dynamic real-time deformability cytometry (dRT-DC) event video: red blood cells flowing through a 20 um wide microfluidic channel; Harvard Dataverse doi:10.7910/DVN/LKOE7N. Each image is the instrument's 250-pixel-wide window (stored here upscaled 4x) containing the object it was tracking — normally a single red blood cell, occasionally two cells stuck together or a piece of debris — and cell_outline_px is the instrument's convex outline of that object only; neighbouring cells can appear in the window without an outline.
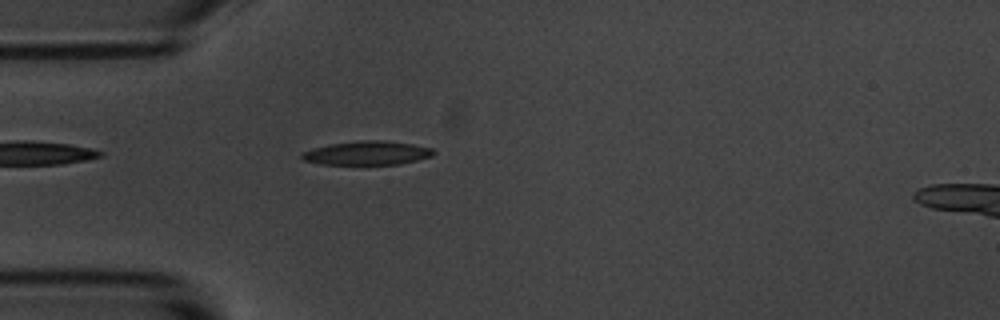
{"species": "common noctule bat (a hibernating species)", "species_latin": "Nyctalus noctula", "temperature_condition": "room temperature", "stored_images_in_passage": 43, "camera_frame_rate_fps": 3000, "um_per_image_px": 0.085, "animal": {"sex": "male", "body_mass_g": 20.1, "forearm_length_mm": 53.5}, "frame": {"image": 1, "passage_image": 4, "time_ms": 1.0, "image_size_px": [1000, 320], "cell_outline_px": [[436, 152], [432, 156], [400, 164], [320, 164], [304, 160], [300, 156], [300, 152], [312, 148], [328, 144], [360, 140], [384, 140], [412, 144], [432, 148]], "centroid_in_image_um": [31.17, 13.0], "position_along_channel_um": 53.8, "area_um2": 18.38}}
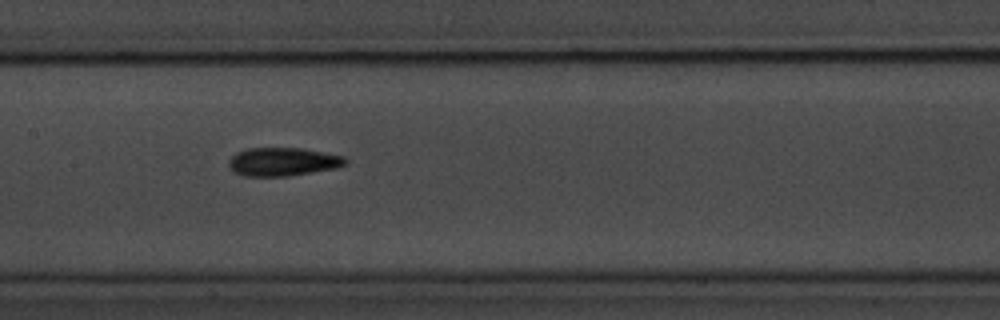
{"frame": {"image": 2, "passage_image": 15, "time_ms": 4.667, "image_size_px": [1000, 320], "cell_outline_px": [[348, 164], [336, 168], [288, 176], [244, 176], [228, 168], [228, 160], [236, 152], [248, 148], [304, 148], [344, 156], [348, 160]], "centroid_in_image_um": [24.05, 13.74], "position_along_channel_um": 183.3, "area_um2": 19.48}}
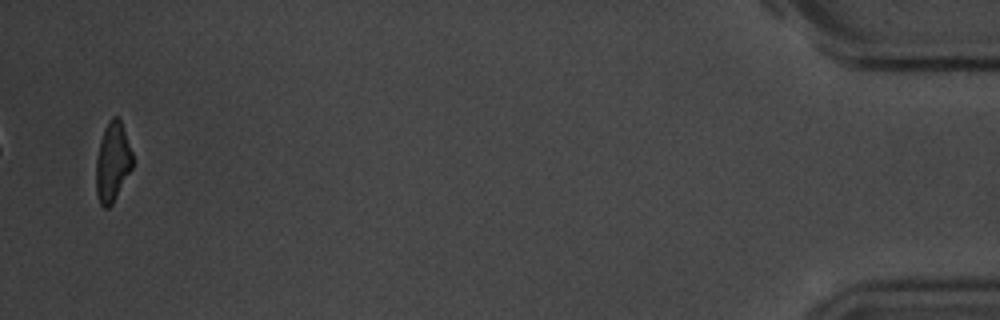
{"frame": {"image": 3, "passage_image": 42, "time_ms": 13.667, "image_size_px": [1000, 320], "cell_outline_px": [[132, 168], [112, 204], [108, 208], [104, 208], [100, 204], [96, 192], [96, 160], [100, 140], [108, 120], [112, 116], [120, 116], [132, 152]], "centroid_in_image_um": [9.56, 13.74], "position_along_channel_um": 425.6, "area_um2": 16.94}, "authors_computed_cell_mechanics": {"area_um2": 18.207, "velocity_mm_per_s": 3.6705, "shape_relaxation_time_tau1_ms": 4.1773, "shape_relaxation_time_tau2_ms": 3.0776, "deformation_change_tau1": 0.1672, "deformation_change_tau2": 0.1095}}